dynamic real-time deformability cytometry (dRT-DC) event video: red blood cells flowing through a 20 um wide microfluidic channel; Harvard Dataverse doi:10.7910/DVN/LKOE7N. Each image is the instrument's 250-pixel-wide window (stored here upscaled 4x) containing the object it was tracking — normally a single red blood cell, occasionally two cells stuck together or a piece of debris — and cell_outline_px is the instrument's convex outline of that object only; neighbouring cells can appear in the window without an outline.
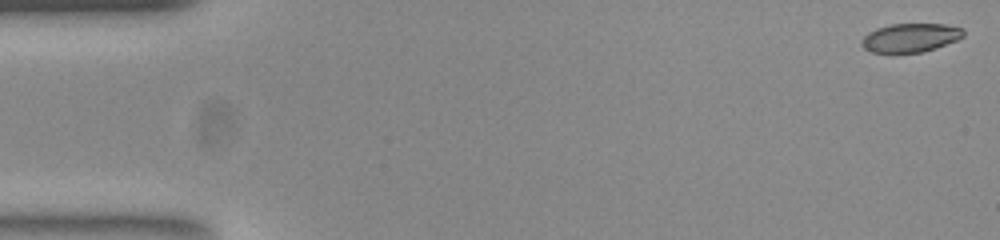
{"species": "common noctule bat (a hibernating species)", "species_latin": "Nyctalus noctula", "temperature_condition": "room temperature", "stored_images_in_passage": 53, "camera_frame_rate_fps": 3000, "um_per_image_px": 0.085, "animal": {"sex": "female", "body_mass_g": 23.0, "forearm_length_mm": 53.4}, "frame": {"image": 1, "passage_image": 1, "time_ms": 0.0, "image_size_px": [1000, 240], "cell_outline_px": [[964, 36], [956, 40], [920, 52], [872, 52], [864, 48], [860, 44], [860, 40], [868, 32], [876, 28], [892, 24], [944, 24], [964, 28]], "centroid_in_image_um": [77.35, 3.19], "position_along_channel_um": 7.6, "area_um2": 16.82}}
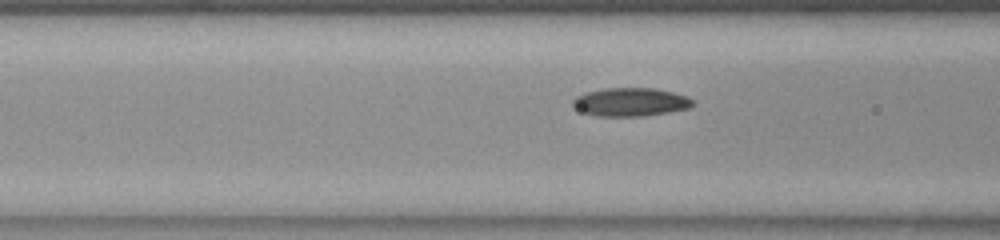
{"frame": {"image": 2, "passage_image": 20, "time_ms": 6.333, "image_size_px": [1000, 240], "cell_outline_px": [[696, 104], [688, 108], [668, 112], [644, 116], [596, 116], [584, 112], [576, 108], [572, 104], [572, 100], [576, 96], [588, 92], [604, 88], [656, 88], [688, 96], [696, 100]], "centroid_in_image_um": [53.65, 8.67], "position_along_channel_um": 113.0, "area_um2": 19.94}}
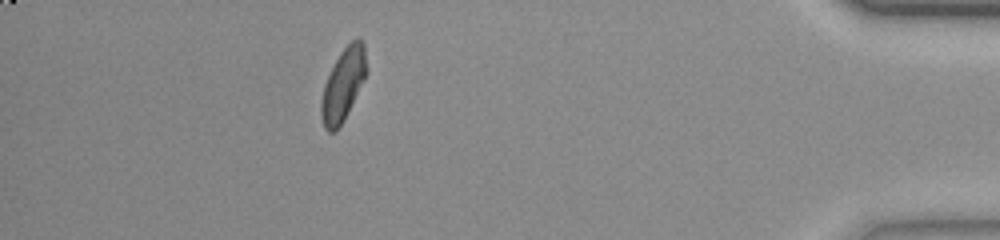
{"frame": {"image": 3, "passage_image": 47, "time_ms": 15.333, "image_size_px": [1000, 240], "cell_outline_px": [[368, 72], [344, 120], [336, 132], [328, 132], [324, 128], [320, 116], [320, 104], [324, 84], [340, 52], [352, 40], [360, 40], [364, 44]], "centroid_in_image_um": [29.16, 7.24], "position_along_channel_um": 406.0, "area_um2": 19.07}, "authors_computed_cell_mechanics": {"area_um2": 18.8428, "velocity_mm_per_s": 3.8602, "shape_relaxation_time_tau1_ms": 7.8133, "shape_relaxation_time_tau2_ms": 3.304, "deformation_change_tau1": 0.188, "deformation_change_tau2": 0.0799}}